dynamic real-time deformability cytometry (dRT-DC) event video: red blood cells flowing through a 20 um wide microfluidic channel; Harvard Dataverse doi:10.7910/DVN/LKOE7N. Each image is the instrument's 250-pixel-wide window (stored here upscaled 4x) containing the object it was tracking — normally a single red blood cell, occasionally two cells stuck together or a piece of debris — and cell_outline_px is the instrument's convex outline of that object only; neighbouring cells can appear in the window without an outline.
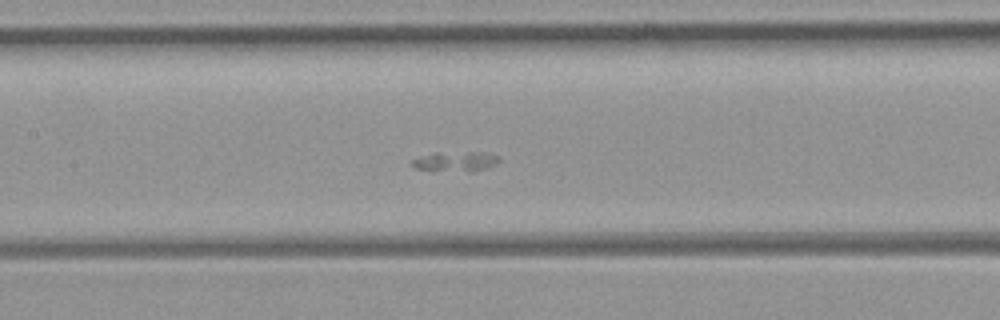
{"species": "common noctule bat (a hibernating species)", "species_latin": "Nyctalus noctula", "temperature_condition": "room temperature", "stored_images_in_passage": 31, "camera_frame_rate_fps": 3000, "um_per_image_px": 0.085, "animal": {"sex": "female", "body_mass_g": 21.9}, "frame": {"image": 1, "passage_image": 8, "time_ms": 2.333, "image_size_px": [1000, 320], "cell_outline_px": [[500, 160], [496, 164], [488, 168], [472, 172], [468, 172], [416, 168], [408, 164], [412, 160], [420, 156], [436, 152], [492, 152], [500, 156]], "centroid_in_image_um": [38.8, 13.71], "position_along_channel_um": 168.6, "area_um2": 10.35}}